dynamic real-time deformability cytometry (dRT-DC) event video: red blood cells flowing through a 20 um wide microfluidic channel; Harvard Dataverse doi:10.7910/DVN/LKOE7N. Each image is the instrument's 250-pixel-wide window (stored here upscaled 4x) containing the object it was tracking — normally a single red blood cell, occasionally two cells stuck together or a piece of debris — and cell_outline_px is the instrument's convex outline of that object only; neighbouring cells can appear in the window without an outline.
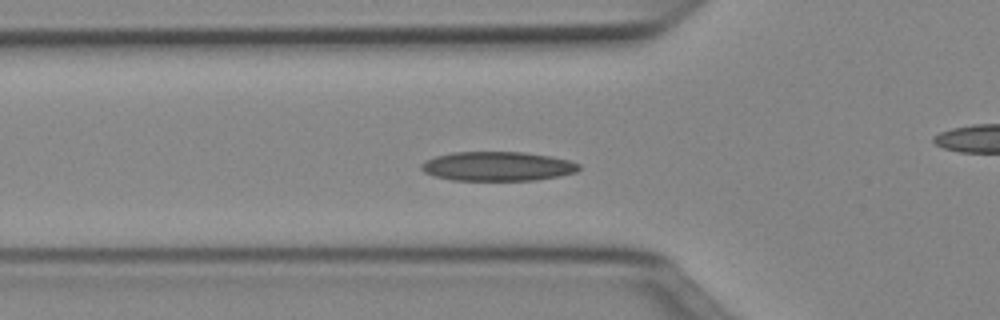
{"species": "Egyptian fruit bat (a non-hibernating species)", "species_latin": "Rousettus aegyptiacus", "temperature_condition": "cold", "stored_images_in_passage": 36, "camera_frame_rate_fps": 3000, "um_per_image_px": 0.085, "animal": {"sex": "female"}, "frame": {"image": 1, "passage_image": 2, "time_ms": 0.333, "image_size_px": [1000, 320], "cell_outline_px": [[580, 168], [576, 172], [560, 176], [536, 180], [452, 180], [436, 176], [424, 172], [420, 168], [420, 164], [424, 160], [436, 156], [452, 152], [524, 152], [548, 156], [568, 160], [580, 164]], "centroid_in_image_um": [42.27, 14.13], "position_along_channel_um": 83.5, "area_um2": 26.88}}
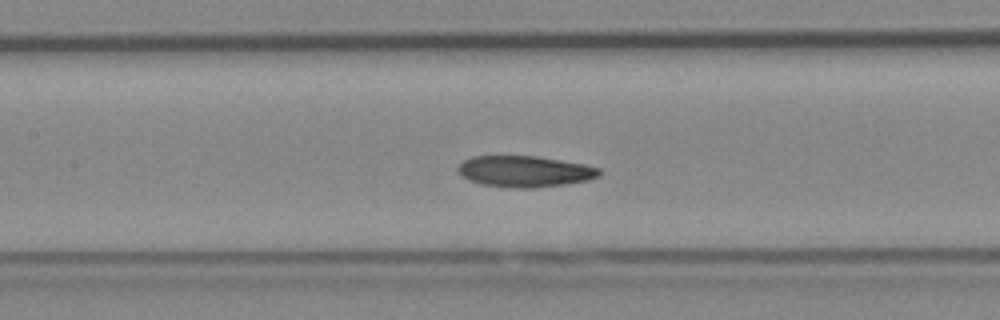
{"frame": {"image": 2, "passage_image": 8, "time_ms": 2.333, "image_size_px": [1000, 320], "cell_outline_px": [[600, 176], [588, 180], [564, 184], [532, 188], [516, 188], [480, 184], [468, 180], [460, 176], [456, 168], [464, 160], [472, 156], [536, 156], [584, 164], [600, 168]], "centroid_in_image_um": [44.57, 14.57], "position_along_channel_um": 162.8, "area_um2": 25.72}}
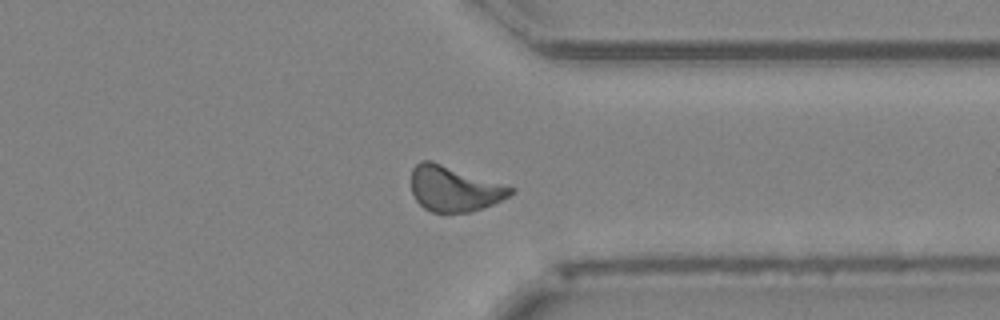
{"frame": {"image": 3, "passage_image": 24, "time_ms": 7.667, "image_size_px": [1000, 320], "cell_outline_px": [[516, 188], [508, 196], [492, 204], [472, 212], [432, 212], [424, 208], [416, 200], [412, 192], [412, 168], [420, 160], [432, 160]], "centroid_in_image_um": [38.58, 16.03], "position_along_channel_um": 372.8, "area_um2": 26.18}, "authors_computed_cell_mechanics": {"area_um2": 25.4898, "velocity_mm_per_s": 3.9701, "shape_relaxation_time_tau1_ms": 4.2657, "shape_relaxation_time_tau2_ms": 5.8173, "deformation_change_tau1": 0.1113, "deformation_change_tau2": 0.1297}}